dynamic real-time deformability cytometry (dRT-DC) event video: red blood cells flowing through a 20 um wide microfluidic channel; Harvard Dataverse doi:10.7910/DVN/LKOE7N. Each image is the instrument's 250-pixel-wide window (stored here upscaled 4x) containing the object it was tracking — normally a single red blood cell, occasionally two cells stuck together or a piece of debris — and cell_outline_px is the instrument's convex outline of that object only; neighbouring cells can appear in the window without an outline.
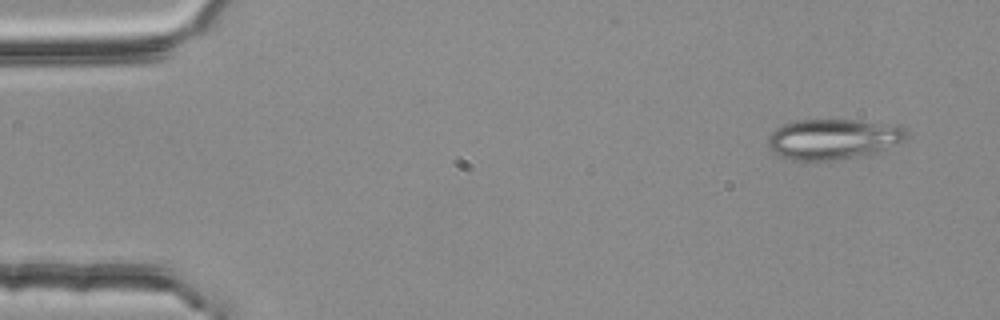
{"species": "common noctule bat (a hibernating species)", "species_latin": "Nyctalus noctula", "temperature_condition": "room temperature", "stored_images_in_passage": 4, "camera_frame_rate_fps": 3000, "um_per_image_px": 0.085, "animal": {"sex": "female", "body_mass_g": 25.1}, "frame": {"image": 1, "passage_image": 1, "time_ms": 0.0, "image_size_px": [1000, 320], "cell_outline_px": [[908, 132], [904, 140], [884, 152], [868, 156], [832, 160], [792, 160], [776, 156], [772, 152], [768, 144], [768, 136], [776, 128], [784, 124], [796, 120], [856, 120], [900, 124]], "centroid_in_image_um": [70.88, 11.83], "position_along_channel_um": 14.1, "area_um2": 33.47}}